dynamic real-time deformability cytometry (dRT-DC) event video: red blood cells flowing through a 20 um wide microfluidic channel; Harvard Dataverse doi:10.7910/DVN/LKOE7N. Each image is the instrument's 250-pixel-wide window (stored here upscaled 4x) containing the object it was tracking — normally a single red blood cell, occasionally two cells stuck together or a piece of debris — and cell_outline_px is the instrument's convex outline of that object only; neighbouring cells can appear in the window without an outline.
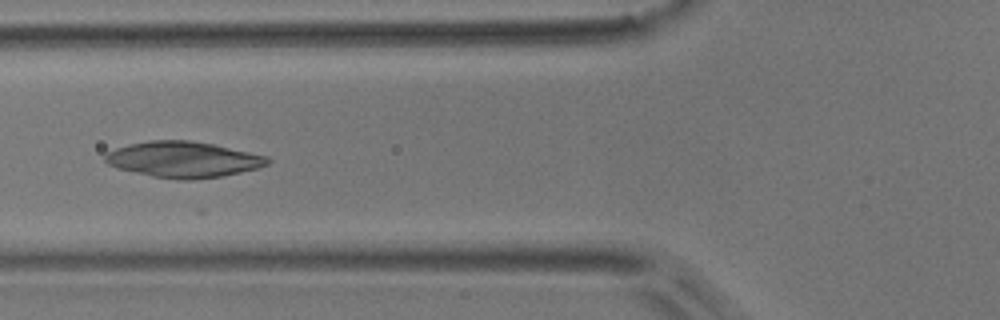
{"species": "common noctule bat (a hibernating species)", "species_latin": "Nyctalus noctula", "temperature_condition": "room temperature", "stored_images_in_passage": 3, "camera_frame_rate_fps": 3000, "um_per_image_px": 0.085, "animal": {"sex": "male", "body_mass_g": 17.9}, "frame": {"image": 1, "passage_image": 3, "time_ms": 0.667, "image_size_px": [1000, 320], "cell_outline_px": [[272, 160], [268, 164], [256, 168], [240, 172], [220, 176], [192, 180], [180, 180], [152, 176], [116, 168], [108, 164], [104, 160], [104, 156], [108, 152], [116, 148], [128, 144], [148, 140], [188, 140], [212, 144], [268, 156]], "centroid_in_image_um": [15.55, 13.55], "position_along_channel_um": 110.2, "area_um2": 33.87}}